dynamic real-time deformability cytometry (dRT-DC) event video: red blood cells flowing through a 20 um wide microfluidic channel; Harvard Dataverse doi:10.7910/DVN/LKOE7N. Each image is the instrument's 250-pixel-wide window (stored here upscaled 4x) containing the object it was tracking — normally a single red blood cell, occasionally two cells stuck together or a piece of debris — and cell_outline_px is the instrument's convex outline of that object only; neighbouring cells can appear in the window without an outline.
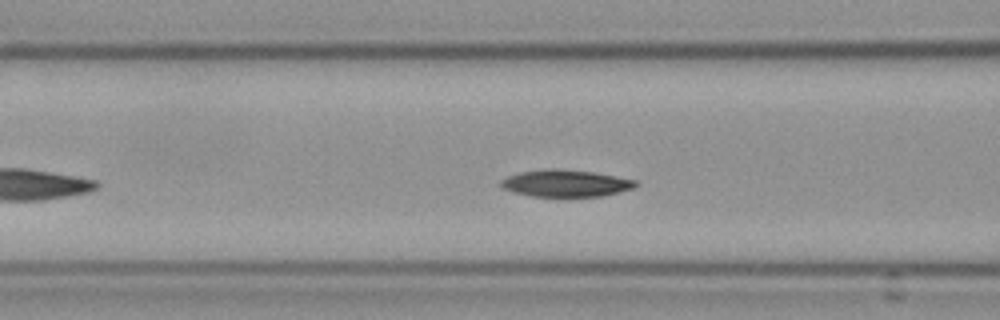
{"species": "Egyptian fruit bat (a non-hibernating species)", "species_latin": "Rousettus aegyptiacus", "temperature_condition": "cold", "stored_images_in_passage": 35, "camera_frame_rate_fps": 3000, "um_per_image_px": 0.085, "frame": {"image": 1, "passage_image": 11, "time_ms": 3.333, "image_size_px": [1000, 320], "cell_outline_px": [[640, 184], [636, 188], [620, 192], [600, 196], [532, 196], [500, 188], [500, 180], [508, 176], [520, 172], [552, 168], [556, 168], [592, 172], [636, 180]], "centroid_in_image_um": [48.1, 15.58], "position_along_channel_um": 118.5, "area_um2": 21.1}, "authors_computed_cell_mechanics": {"area_um2": 21.386, "velocity_mm_per_s": 3.5664, "shape_relaxation_time_tau1_ms": 1.6982, "shape_relaxation_time_tau2_ms": null, "deformation_change_tau1": 0.0986, "deformation_change_tau2": null}}